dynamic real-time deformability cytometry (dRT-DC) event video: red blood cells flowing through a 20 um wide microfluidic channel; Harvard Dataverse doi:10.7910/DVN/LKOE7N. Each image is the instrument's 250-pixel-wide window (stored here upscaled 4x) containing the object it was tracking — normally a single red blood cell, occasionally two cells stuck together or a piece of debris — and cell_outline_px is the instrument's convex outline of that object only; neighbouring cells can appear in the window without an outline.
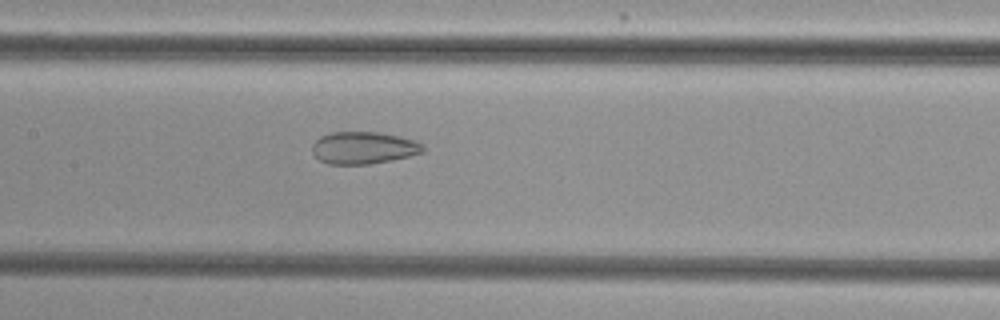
{"species": "common noctule bat (a hibernating species)", "species_latin": "Nyctalus noctula", "temperature_condition": "cold", "stored_images_in_passage": 37, "camera_frame_rate_fps": 3000, "um_per_image_px": 0.085, "animal": {"sex": "female", "body_mass_g": 29.2, "forearm_length_mm": 56.3}, "frame": {"image": 1, "passage_image": 10, "time_ms": 3.0, "image_size_px": [1000, 320], "cell_outline_px": [[424, 152], [392, 160], [368, 164], [328, 164], [320, 160], [312, 152], [312, 144], [320, 136], [332, 132], [380, 132], [400, 136], [416, 140], [424, 144]], "centroid_in_image_um": [30.92, 12.55], "position_along_channel_um": 176.5, "area_um2": 20.92}}
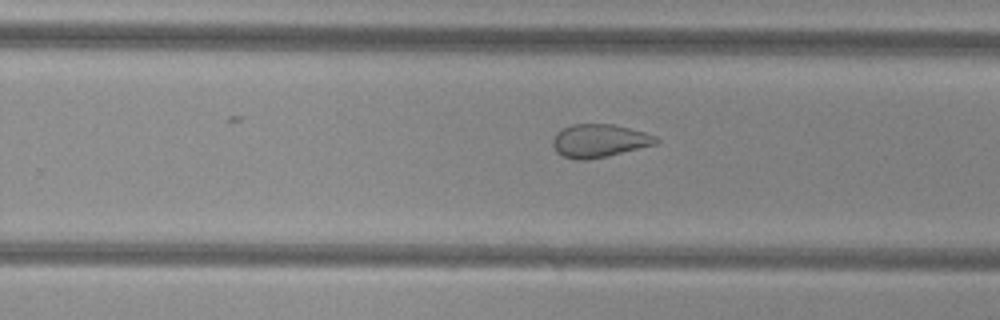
{"frame": {"image": 2, "passage_image": 18, "time_ms": 5.667, "image_size_px": [1000, 320], "cell_outline_px": [[660, 140], [656, 144], [608, 156], [588, 160], [572, 160], [556, 152], [552, 144], [552, 136], [556, 132], [572, 124], [612, 124], [644, 132], [656, 136]], "centroid_in_image_um": [50.9, 11.97], "position_along_channel_um": 278.9, "area_um2": 20.06}}
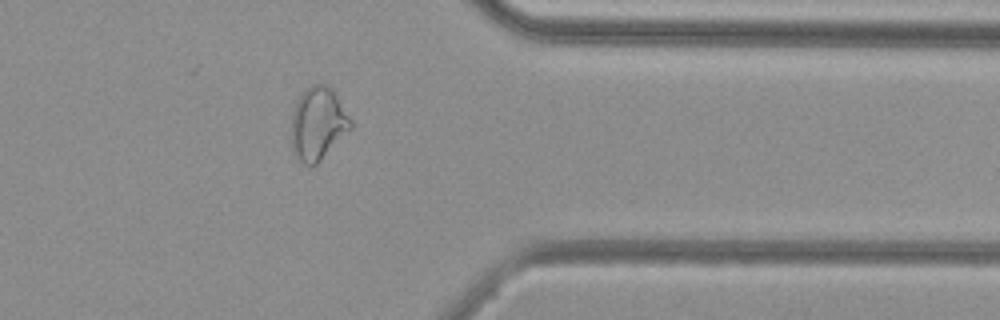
{"frame": {"image": 3, "passage_image": 27, "time_ms": 8.667, "image_size_px": [1000, 320], "cell_outline_px": [[352, 128], [316, 164], [304, 164], [296, 160], [292, 152], [292, 112], [296, 100], [304, 88], [312, 84], [324, 84], [332, 88], [352, 120]], "centroid_in_image_um": [27.01, 10.49], "position_along_channel_um": 384.4, "area_um2": 25.32}, "authors_computed_cell_mechanics": {"area_um2": 22.3686, "velocity_mm_per_s": 3.8483, "shape_relaxation_time_tau1_ms": null, "shape_relaxation_time_tau2_ms": 1.9868, "deformation_change_tau1": null, "deformation_change_tau2": 0.0809}}